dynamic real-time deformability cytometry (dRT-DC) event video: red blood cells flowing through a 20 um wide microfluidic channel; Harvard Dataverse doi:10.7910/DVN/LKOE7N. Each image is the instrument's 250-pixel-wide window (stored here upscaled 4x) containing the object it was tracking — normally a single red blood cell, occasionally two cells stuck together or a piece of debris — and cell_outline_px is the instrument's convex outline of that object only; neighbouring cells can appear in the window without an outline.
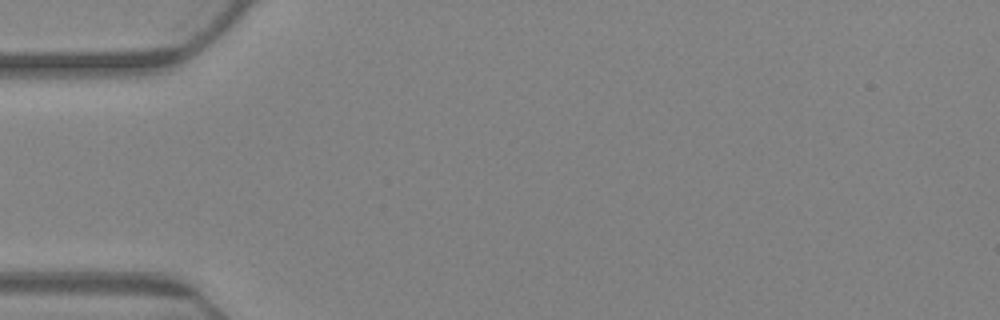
{"species": "Egyptian fruit bat (a non-hibernating species)", "species_latin": "Rousettus aegyptiacus", "temperature_condition": "warm", "stored_images_in_passage": 3, "camera_frame_rate_fps": 3000, "um_per_image_px": 0.085, "animal": {"sex": "female"}, "frame": {"image": 1, "passage_image": 1, "time_ms": 0.0, "image_size_px": [1000, 320], "cell_outline_px": [[272, 276], [268, 284], [256, 280], [196, 232], [188, 224], [188, 216], [212, 224], [232, 232], [272, 268]], "centroid_in_image_um": [19.84, 21.2], "position_along_channel_um": 65.2, "area_um2": 13.35}}